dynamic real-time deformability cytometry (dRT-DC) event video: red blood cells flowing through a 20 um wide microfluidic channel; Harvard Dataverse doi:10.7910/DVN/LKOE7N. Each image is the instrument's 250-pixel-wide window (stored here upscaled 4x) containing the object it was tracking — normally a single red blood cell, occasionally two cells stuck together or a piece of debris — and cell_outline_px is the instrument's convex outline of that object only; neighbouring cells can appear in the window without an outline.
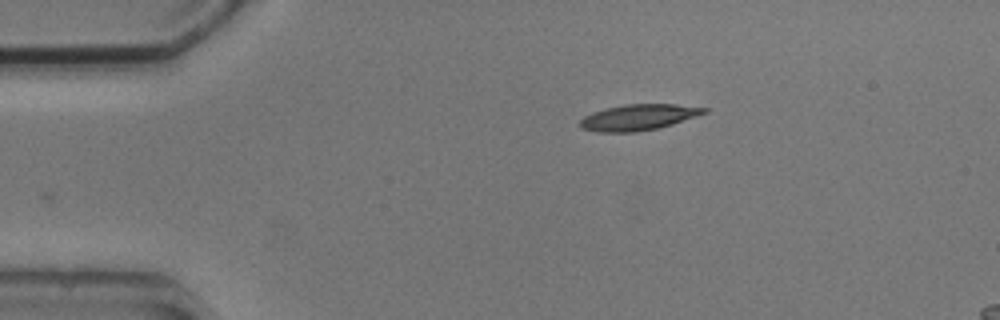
{"species": "common noctule bat (a hibernating species)", "species_latin": "Nyctalus noctula", "temperature_condition": "cold", "stored_images_in_passage": 4, "camera_frame_rate_fps": 3000, "um_per_image_px": 0.085, "animal": {"sex": "male", "body_mass_g": 20.5, "forearm_length_mm": 52.5}, "frame": {"image": 1, "passage_image": 4, "time_ms": 4.333, "image_size_px": [1000, 320], "cell_outline_px": [[708, 112], [660, 128], [636, 132], [596, 132], [580, 128], [580, 120], [584, 116], [592, 112], [624, 104], [676, 104], [708, 108]], "centroid_in_image_um": [54.26, 9.97], "position_along_channel_um": 30.7, "area_um2": 18.79}}